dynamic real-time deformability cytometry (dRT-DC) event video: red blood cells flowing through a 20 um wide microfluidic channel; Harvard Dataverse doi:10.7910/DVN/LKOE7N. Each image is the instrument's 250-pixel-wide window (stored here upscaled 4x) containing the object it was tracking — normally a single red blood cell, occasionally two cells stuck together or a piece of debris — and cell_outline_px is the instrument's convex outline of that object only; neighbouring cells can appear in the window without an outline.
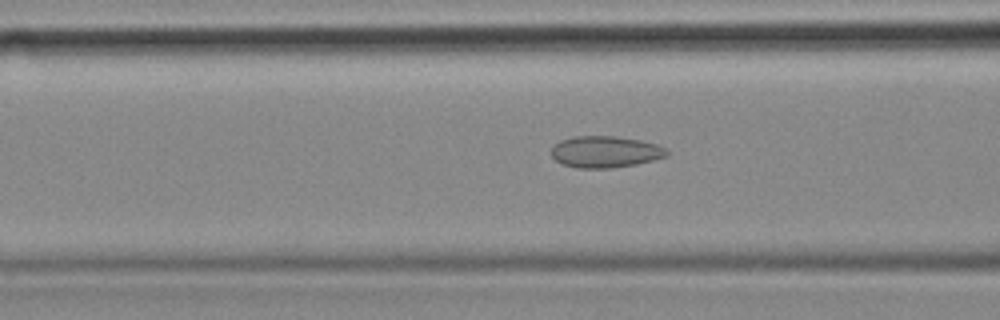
{"species": "common noctule bat (a hibernating species)", "species_latin": "Nyctalus noctula", "temperature_condition": "cold", "stored_images_in_passage": 27, "camera_frame_rate_fps": 3000, "um_per_image_px": 0.085, "animal": {"sex": "female", "body_mass_g": 18.4}, "frame": {"image": 1, "passage_image": 8, "time_ms": 2.333, "image_size_px": [1000, 320], "cell_outline_px": [[668, 156], [636, 164], [612, 168], [576, 168], [560, 164], [552, 156], [552, 148], [560, 140], [572, 136], [616, 136], [640, 140], [656, 144], [664, 148], [668, 152]], "centroid_in_image_um": [51.42, 12.91], "position_along_channel_um": 115.2, "area_um2": 21.27}}
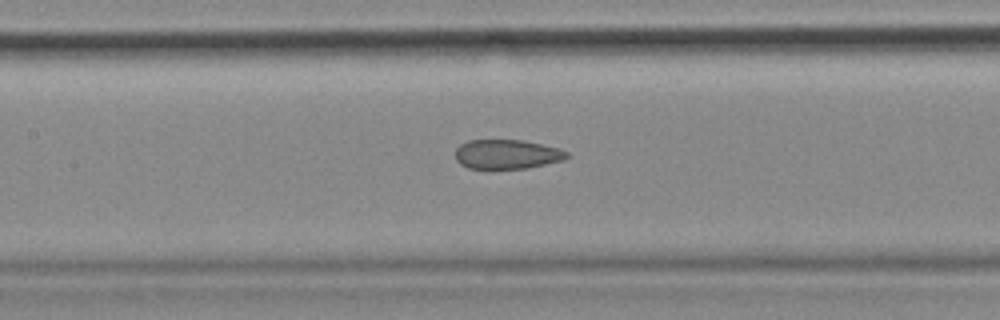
{"frame": {"image": 2, "passage_image": 12, "time_ms": 3.667, "image_size_px": [1000, 320], "cell_outline_px": [[572, 156], [564, 160], [528, 168], [468, 168], [460, 164], [456, 160], [456, 148], [460, 144], [468, 140], [524, 140], [560, 148], [568, 152]], "centroid_in_image_um": [43.13, 13.1], "position_along_channel_um": 164.3, "area_um2": 19.25}}